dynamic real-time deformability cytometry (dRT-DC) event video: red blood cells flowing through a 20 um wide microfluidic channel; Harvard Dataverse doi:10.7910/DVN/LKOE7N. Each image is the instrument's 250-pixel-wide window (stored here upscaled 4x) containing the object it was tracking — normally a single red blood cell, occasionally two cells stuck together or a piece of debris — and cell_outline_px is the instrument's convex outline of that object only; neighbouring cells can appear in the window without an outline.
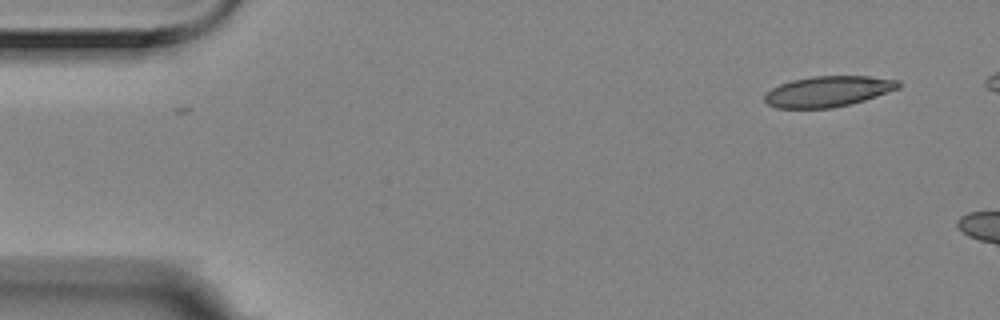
{"species": "Egyptian fruit bat (a non-hibernating species)", "species_latin": "Rousettus aegyptiacus", "temperature_condition": "room temperature", "stored_images_in_passage": 3, "camera_frame_rate_fps": 3000, "um_per_image_px": 0.085, "animal": {"sex": "female"}, "frame": {"image": 1, "passage_image": 1, "time_ms": 0.0, "image_size_px": [1000, 320], "cell_outline_px": [[900, 88], [864, 100], [832, 108], [776, 108], [768, 104], [764, 100], [764, 96], [772, 88], [780, 84], [792, 80], [812, 76], [868, 76], [900, 80]], "centroid_in_image_um": [70.39, 7.76], "position_along_channel_um": 14.6, "area_um2": 23.81}}